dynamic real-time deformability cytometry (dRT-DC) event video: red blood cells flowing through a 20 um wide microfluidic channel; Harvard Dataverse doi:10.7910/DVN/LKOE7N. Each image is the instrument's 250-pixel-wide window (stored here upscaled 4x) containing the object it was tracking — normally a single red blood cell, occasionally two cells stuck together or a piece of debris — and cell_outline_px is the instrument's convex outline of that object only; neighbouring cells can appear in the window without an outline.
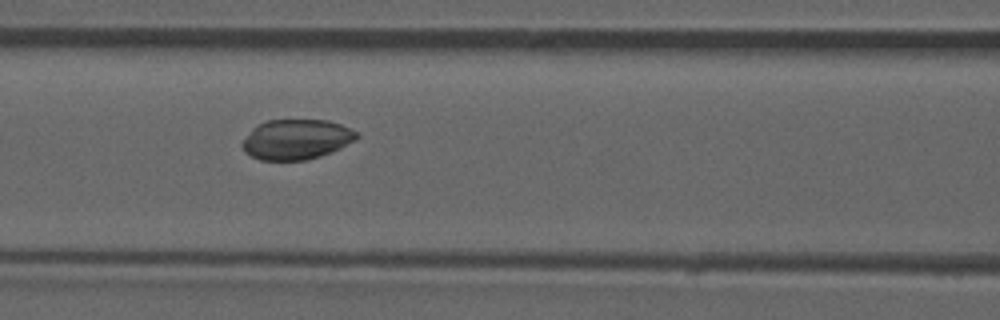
{"species": "common noctule bat (a hibernating species)", "species_latin": "Nyctalus noctula", "temperature_condition": "room temperature", "stored_images_in_passage": 53, "camera_frame_rate_fps": 3000, "um_per_image_px": 0.085, "animal": {"sex": "male", "forearm_length_mm": 52.5}, "frame": {"image": 1, "passage_image": 23, "time_ms": 7.333, "image_size_px": [1000, 320], "cell_outline_px": [[360, 136], [356, 140], [332, 152], [320, 156], [304, 160], [260, 160], [244, 152], [240, 144], [252, 128], [268, 120], [328, 120], [340, 124], [356, 132]], "centroid_in_image_um": [25.18, 11.85], "position_along_channel_um": 141.4, "area_um2": 26.7}}